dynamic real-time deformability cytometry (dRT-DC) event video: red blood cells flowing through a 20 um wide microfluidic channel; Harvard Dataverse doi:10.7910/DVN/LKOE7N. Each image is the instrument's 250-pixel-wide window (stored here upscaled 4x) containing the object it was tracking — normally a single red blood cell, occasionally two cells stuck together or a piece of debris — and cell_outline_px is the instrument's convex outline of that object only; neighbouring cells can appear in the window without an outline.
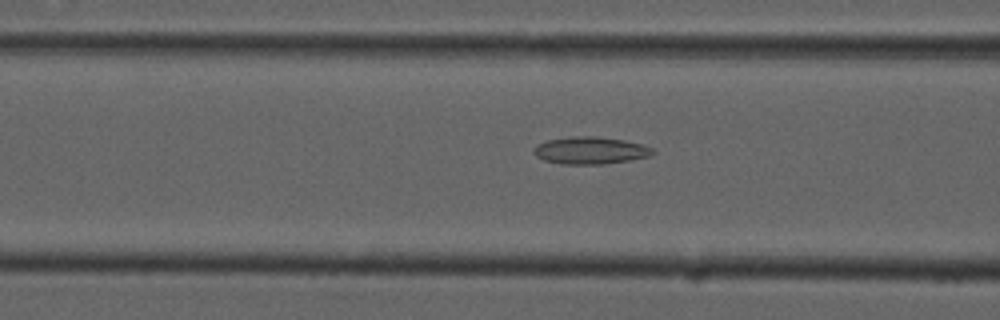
{"species": "common noctule bat (a hibernating species)", "species_latin": "Nyctalus noctula", "temperature_condition": "cold", "stored_images_in_passage": 48, "camera_frame_rate_fps": 3000, "um_per_image_px": 0.085, "animal": {"sex": "male", "forearm_length_mm": 52.5}, "frame": {"image": 1, "passage_image": 15, "time_ms": 4.667, "image_size_px": [1000, 320], "cell_outline_px": [[656, 152], [652, 156], [604, 164], [560, 164], [544, 160], [536, 156], [532, 152], [532, 148], [536, 144], [548, 140], [572, 136], [596, 136], [624, 140], [644, 144], [652, 148]], "centroid_in_image_um": [50.18, 12.78], "position_along_channel_um": 116.4, "area_um2": 19.13}}
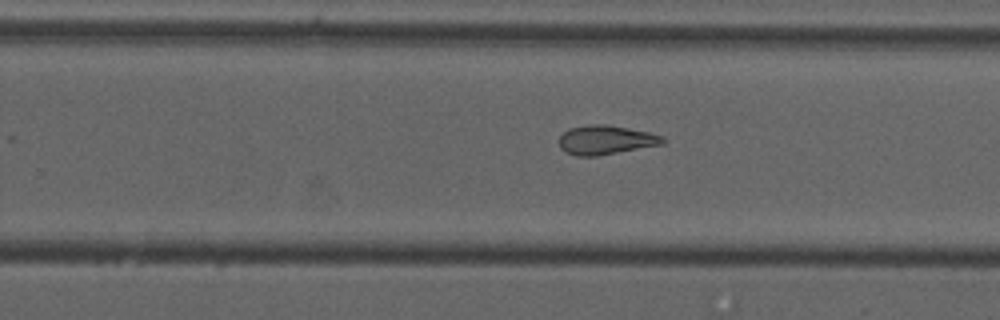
{"frame": {"image": 2, "passage_image": 28, "time_ms": 9.0, "image_size_px": [1000, 320], "cell_outline_px": [[668, 140], [664, 144], [596, 156], [576, 156], [564, 152], [560, 148], [560, 136], [568, 128], [592, 124], [604, 124], [628, 128], [648, 132], [664, 136]], "centroid_in_image_um": [51.51, 11.9], "position_along_channel_um": 278.3, "area_um2": 17.69}}
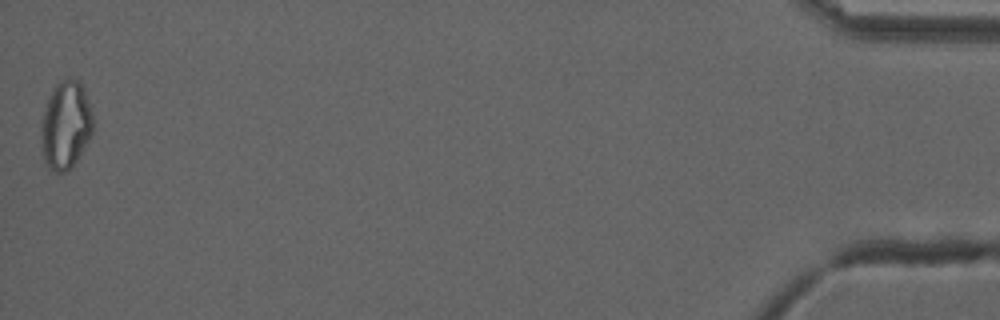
{"frame": {"image": 3, "passage_image": 48, "time_ms": 15.667, "image_size_px": [1000, 320], "cell_outline_px": [[92, 132], [88, 140], [76, 160], [68, 172], [56, 172], [48, 168], [44, 160], [40, 132], [44, 112], [48, 100], [56, 84], [60, 80], [68, 76], [72, 76], [80, 80], [84, 88], [92, 112]], "centroid_in_image_um": [5.59, 10.6], "position_along_channel_um": 429.6, "area_um2": 26.53}, "authors_computed_cell_mechanics": {"area_um2": 19.9699, "velocity_mm_per_s": 3.7421, "shape_relaxation_time_tau1_ms": null, "shape_relaxation_time_tau2_ms": 4.3523, "deformation_change_tau1": null, "deformation_change_tau2": 0.1281}}